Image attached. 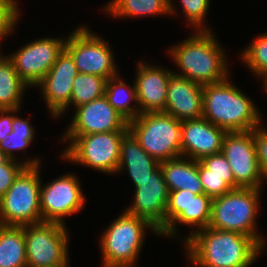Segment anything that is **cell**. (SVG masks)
Segmentation results:
<instances>
[{
  "instance_id": "cell-1",
  "label": "cell",
  "mask_w": 267,
  "mask_h": 267,
  "mask_svg": "<svg viewBox=\"0 0 267 267\" xmlns=\"http://www.w3.org/2000/svg\"><path fill=\"white\" fill-rule=\"evenodd\" d=\"M184 244L197 267H250L263 251L252 237L210 227L194 232Z\"/></svg>"
},
{
  "instance_id": "cell-2",
  "label": "cell",
  "mask_w": 267,
  "mask_h": 267,
  "mask_svg": "<svg viewBox=\"0 0 267 267\" xmlns=\"http://www.w3.org/2000/svg\"><path fill=\"white\" fill-rule=\"evenodd\" d=\"M169 52L182 72L173 74L202 86L224 81L230 75L226 54L211 30H196Z\"/></svg>"
},
{
  "instance_id": "cell-3",
  "label": "cell",
  "mask_w": 267,
  "mask_h": 267,
  "mask_svg": "<svg viewBox=\"0 0 267 267\" xmlns=\"http://www.w3.org/2000/svg\"><path fill=\"white\" fill-rule=\"evenodd\" d=\"M202 117L226 132L250 131L262 120L255 103L228 77L203 86Z\"/></svg>"
},
{
  "instance_id": "cell-4",
  "label": "cell",
  "mask_w": 267,
  "mask_h": 267,
  "mask_svg": "<svg viewBox=\"0 0 267 267\" xmlns=\"http://www.w3.org/2000/svg\"><path fill=\"white\" fill-rule=\"evenodd\" d=\"M262 188H237L212 201L209 227L252 237L263 249L266 239L258 234L257 214Z\"/></svg>"
},
{
  "instance_id": "cell-5",
  "label": "cell",
  "mask_w": 267,
  "mask_h": 267,
  "mask_svg": "<svg viewBox=\"0 0 267 267\" xmlns=\"http://www.w3.org/2000/svg\"><path fill=\"white\" fill-rule=\"evenodd\" d=\"M181 124L163 111L146 112L128 122V129L139 145L161 163L182 156Z\"/></svg>"
},
{
  "instance_id": "cell-6",
  "label": "cell",
  "mask_w": 267,
  "mask_h": 267,
  "mask_svg": "<svg viewBox=\"0 0 267 267\" xmlns=\"http://www.w3.org/2000/svg\"><path fill=\"white\" fill-rule=\"evenodd\" d=\"M147 228L160 236L147 221L124 211L101 235L102 267L135 266Z\"/></svg>"
},
{
  "instance_id": "cell-7",
  "label": "cell",
  "mask_w": 267,
  "mask_h": 267,
  "mask_svg": "<svg viewBox=\"0 0 267 267\" xmlns=\"http://www.w3.org/2000/svg\"><path fill=\"white\" fill-rule=\"evenodd\" d=\"M40 166L25 167L0 198V224L26 226L43 222L40 211Z\"/></svg>"
},
{
  "instance_id": "cell-8",
  "label": "cell",
  "mask_w": 267,
  "mask_h": 267,
  "mask_svg": "<svg viewBox=\"0 0 267 267\" xmlns=\"http://www.w3.org/2000/svg\"><path fill=\"white\" fill-rule=\"evenodd\" d=\"M129 131H114L87 135H64L69 144L63 159L91 167L97 171L117 173L120 161L121 141Z\"/></svg>"
},
{
  "instance_id": "cell-9",
  "label": "cell",
  "mask_w": 267,
  "mask_h": 267,
  "mask_svg": "<svg viewBox=\"0 0 267 267\" xmlns=\"http://www.w3.org/2000/svg\"><path fill=\"white\" fill-rule=\"evenodd\" d=\"M27 267H68V233L65 225L40 222L24 226Z\"/></svg>"
},
{
  "instance_id": "cell-10",
  "label": "cell",
  "mask_w": 267,
  "mask_h": 267,
  "mask_svg": "<svg viewBox=\"0 0 267 267\" xmlns=\"http://www.w3.org/2000/svg\"><path fill=\"white\" fill-rule=\"evenodd\" d=\"M110 45L85 26L76 28L65 40L78 73L93 74L107 80L118 74Z\"/></svg>"
},
{
  "instance_id": "cell-11",
  "label": "cell",
  "mask_w": 267,
  "mask_h": 267,
  "mask_svg": "<svg viewBox=\"0 0 267 267\" xmlns=\"http://www.w3.org/2000/svg\"><path fill=\"white\" fill-rule=\"evenodd\" d=\"M213 199L204 193L194 194L188 190L169 191L166 206L165 230L160 236H177L176 224H185L192 229L185 241L196 231L209 227ZM194 230V231H193Z\"/></svg>"
},
{
  "instance_id": "cell-12",
  "label": "cell",
  "mask_w": 267,
  "mask_h": 267,
  "mask_svg": "<svg viewBox=\"0 0 267 267\" xmlns=\"http://www.w3.org/2000/svg\"><path fill=\"white\" fill-rule=\"evenodd\" d=\"M80 182L73 174H65L40 188V211L43 222L65 225L63 218L79 212L85 204Z\"/></svg>"
},
{
  "instance_id": "cell-13",
  "label": "cell",
  "mask_w": 267,
  "mask_h": 267,
  "mask_svg": "<svg viewBox=\"0 0 267 267\" xmlns=\"http://www.w3.org/2000/svg\"><path fill=\"white\" fill-rule=\"evenodd\" d=\"M240 188H261L264 183L255 152L252 130L227 132L222 151ZM263 181V182H262Z\"/></svg>"
},
{
  "instance_id": "cell-14",
  "label": "cell",
  "mask_w": 267,
  "mask_h": 267,
  "mask_svg": "<svg viewBox=\"0 0 267 267\" xmlns=\"http://www.w3.org/2000/svg\"><path fill=\"white\" fill-rule=\"evenodd\" d=\"M64 40V41H63ZM61 38H41L28 43L8 56L15 71L28 86H36L49 72L65 48Z\"/></svg>"
},
{
  "instance_id": "cell-15",
  "label": "cell",
  "mask_w": 267,
  "mask_h": 267,
  "mask_svg": "<svg viewBox=\"0 0 267 267\" xmlns=\"http://www.w3.org/2000/svg\"><path fill=\"white\" fill-rule=\"evenodd\" d=\"M133 183L135 186L134 203L125 211L144 219L161 234L165 230L169 190L160 166L151 173V177Z\"/></svg>"
},
{
  "instance_id": "cell-16",
  "label": "cell",
  "mask_w": 267,
  "mask_h": 267,
  "mask_svg": "<svg viewBox=\"0 0 267 267\" xmlns=\"http://www.w3.org/2000/svg\"><path fill=\"white\" fill-rule=\"evenodd\" d=\"M75 110V115L64 135L129 131L128 121L108 103L105 96L81 105Z\"/></svg>"
},
{
  "instance_id": "cell-17",
  "label": "cell",
  "mask_w": 267,
  "mask_h": 267,
  "mask_svg": "<svg viewBox=\"0 0 267 267\" xmlns=\"http://www.w3.org/2000/svg\"><path fill=\"white\" fill-rule=\"evenodd\" d=\"M77 74L72 56L64 49L49 72L36 85L40 87L47 108L54 118L70 103Z\"/></svg>"
},
{
  "instance_id": "cell-18",
  "label": "cell",
  "mask_w": 267,
  "mask_h": 267,
  "mask_svg": "<svg viewBox=\"0 0 267 267\" xmlns=\"http://www.w3.org/2000/svg\"><path fill=\"white\" fill-rule=\"evenodd\" d=\"M227 132L204 117L182 121V156L201 160L206 156L221 153L224 135Z\"/></svg>"
},
{
  "instance_id": "cell-19",
  "label": "cell",
  "mask_w": 267,
  "mask_h": 267,
  "mask_svg": "<svg viewBox=\"0 0 267 267\" xmlns=\"http://www.w3.org/2000/svg\"><path fill=\"white\" fill-rule=\"evenodd\" d=\"M138 64L135 85L140 114L164 111L168 93L167 86L173 72L142 61Z\"/></svg>"
},
{
  "instance_id": "cell-20",
  "label": "cell",
  "mask_w": 267,
  "mask_h": 267,
  "mask_svg": "<svg viewBox=\"0 0 267 267\" xmlns=\"http://www.w3.org/2000/svg\"><path fill=\"white\" fill-rule=\"evenodd\" d=\"M167 100L163 112L179 121L203 116V86L173 74L167 86Z\"/></svg>"
},
{
  "instance_id": "cell-21",
  "label": "cell",
  "mask_w": 267,
  "mask_h": 267,
  "mask_svg": "<svg viewBox=\"0 0 267 267\" xmlns=\"http://www.w3.org/2000/svg\"><path fill=\"white\" fill-rule=\"evenodd\" d=\"M159 166L160 162L149 155L130 132L123 137L117 173L126 168L133 182H141L151 177Z\"/></svg>"
},
{
  "instance_id": "cell-22",
  "label": "cell",
  "mask_w": 267,
  "mask_h": 267,
  "mask_svg": "<svg viewBox=\"0 0 267 267\" xmlns=\"http://www.w3.org/2000/svg\"><path fill=\"white\" fill-rule=\"evenodd\" d=\"M180 156L160 163L164 181L169 191L188 190L204 193L198 173V161Z\"/></svg>"
},
{
  "instance_id": "cell-23",
  "label": "cell",
  "mask_w": 267,
  "mask_h": 267,
  "mask_svg": "<svg viewBox=\"0 0 267 267\" xmlns=\"http://www.w3.org/2000/svg\"><path fill=\"white\" fill-rule=\"evenodd\" d=\"M103 10L117 18L178 14L171 0H112Z\"/></svg>"
},
{
  "instance_id": "cell-24",
  "label": "cell",
  "mask_w": 267,
  "mask_h": 267,
  "mask_svg": "<svg viewBox=\"0 0 267 267\" xmlns=\"http://www.w3.org/2000/svg\"><path fill=\"white\" fill-rule=\"evenodd\" d=\"M0 267H27L24 226L0 224Z\"/></svg>"
},
{
  "instance_id": "cell-25",
  "label": "cell",
  "mask_w": 267,
  "mask_h": 267,
  "mask_svg": "<svg viewBox=\"0 0 267 267\" xmlns=\"http://www.w3.org/2000/svg\"><path fill=\"white\" fill-rule=\"evenodd\" d=\"M104 96L108 103L128 122L140 114L135 82L134 85L129 86L120 79L119 75L113 76L106 81ZM131 101L135 102L133 106L130 105Z\"/></svg>"
},
{
  "instance_id": "cell-26",
  "label": "cell",
  "mask_w": 267,
  "mask_h": 267,
  "mask_svg": "<svg viewBox=\"0 0 267 267\" xmlns=\"http://www.w3.org/2000/svg\"><path fill=\"white\" fill-rule=\"evenodd\" d=\"M26 87L29 86L15 71L11 60L2 54L0 57V109H20Z\"/></svg>"
},
{
  "instance_id": "cell-27",
  "label": "cell",
  "mask_w": 267,
  "mask_h": 267,
  "mask_svg": "<svg viewBox=\"0 0 267 267\" xmlns=\"http://www.w3.org/2000/svg\"><path fill=\"white\" fill-rule=\"evenodd\" d=\"M106 81V78L97 75L78 73L73 82L70 103L56 117L64 115L72 105L77 108L104 96Z\"/></svg>"
},
{
  "instance_id": "cell-28",
  "label": "cell",
  "mask_w": 267,
  "mask_h": 267,
  "mask_svg": "<svg viewBox=\"0 0 267 267\" xmlns=\"http://www.w3.org/2000/svg\"><path fill=\"white\" fill-rule=\"evenodd\" d=\"M29 118L24 120L17 116L13 117L12 132L0 140V149L9 159L15 160L13 151L22 150L26 153V148L31 145L35 135V129L28 122Z\"/></svg>"
},
{
  "instance_id": "cell-29",
  "label": "cell",
  "mask_w": 267,
  "mask_h": 267,
  "mask_svg": "<svg viewBox=\"0 0 267 267\" xmlns=\"http://www.w3.org/2000/svg\"><path fill=\"white\" fill-rule=\"evenodd\" d=\"M244 64L261 77L267 72V33L260 34L244 51L241 53Z\"/></svg>"
},
{
  "instance_id": "cell-30",
  "label": "cell",
  "mask_w": 267,
  "mask_h": 267,
  "mask_svg": "<svg viewBox=\"0 0 267 267\" xmlns=\"http://www.w3.org/2000/svg\"><path fill=\"white\" fill-rule=\"evenodd\" d=\"M28 159L26 158L24 162L8 159L4 164L0 165V198L11 187L14 179L25 167L41 166L39 158Z\"/></svg>"
},
{
  "instance_id": "cell-31",
  "label": "cell",
  "mask_w": 267,
  "mask_h": 267,
  "mask_svg": "<svg viewBox=\"0 0 267 267\" xmlns=\"http://www.w3.org/2000/svg\"><path fill=\"white\" fill-rule=\"evenodd\" d=\"M204 194L214 199L240 188L234 180V176L199 175Z\"/></svg>"
},
{
  "instance_id": "cell-32",
  "label": "cell",
  "mask_w": 267,
  "mask_h": 267,
  "mask_svg": "<svg viewBox=\"0 0 267 267\" xmlns=\"http://www.w3.org/2000/svg\"><path fill=\"white\" fill-rule=\"evenodd\" d=\"M180 3L188 25L197 28V30H211L203 26L205 25L204 22L209 10L210 0H180Z\"/></svg>"
},
{
  "instance_id": "cell-33",
  "label": "cell",
  "mask_w": 267,
  "mask_h": 267,
  "mask_svg": "<svg viewBox=\"0 0 267 267\" xmlns=\"http://www.w3.org/2000/svg\"><path fill=\"white\" fill-rule=\"evenodd\" d=\"M199 175L234 176L223 153L212 154L198 161Z\"/></svg>"
},
{
  "instance_id": "cell-34",
  "label": "cell",
  "mask_w": 267,
  "mask_h": 267,
  "mask_svg": "<svg viewBox=\"0 0 267 267\" xmlns=\"http://www.w3.org/2000/svg\"><path fill=\"white\" fill-rule=\"evenodd\" d=\"M16 0H0V40L10 35L19 19L20 8Z\"/></svg>"
},
{
  "instance_id": "cell-35",
  "label": "cell",
  "mask_w": 267,
  "mask_h": 267,
  "mask_svg": "<svg viewBox=\"0 0 267 267\" xmlns=\"http://www.w3.org/2000/svg\"><path fill=\"white\" fill-rule=\"evenodd\" d=\"M260 124L252 129L255 152L258 164L263 175L267 179V130Z\"/></svg>"
},
{
  "instance_id": "cell-36",
  "label": "cell",
  "mask_w": 267,
  "mask_h": 267,
  "mask_svg": "<svg viewBox=\"0 0 267 267\" xmlns=\"http://www.w3.org/2000/svg\"><path fill=\"white\" fill-rule=\"evenodd\" d=\"M19 109H0V140L12 132L13 113Z\"/></svg>"
},
{
  "instance_id": "cell-37",
  "label": "cell",
  "mask_w": 267,
  "mask_h": 267,
  "mask_svg": "<svg viewBox=\"0 0 267 267\" xmlns=\"http://www.w3.org/2000/svg\"><path fill=\"white\" fill-rule=\"evenodd\" d=\"M8 159L7 155L0 149V165L4 164Z\"/></svg>"
},
{
  "instance_id": "cell-38",
  "label": "cell",
  "mask_w": 267,
  "mask_h": 267,
  "mask_svg": "<svg viewBox=\"0 0 267 267\" xmlns=\"http://www.w3.org/2000/svg\"><path fill=\"white\" fill-rule=\"evenodd\" d=\"M260 78H262L263 79V81L262 82H264L263 84V86H264V91H267V72L265 73V74H263Z\"/></svg>"
}]
</instances>
